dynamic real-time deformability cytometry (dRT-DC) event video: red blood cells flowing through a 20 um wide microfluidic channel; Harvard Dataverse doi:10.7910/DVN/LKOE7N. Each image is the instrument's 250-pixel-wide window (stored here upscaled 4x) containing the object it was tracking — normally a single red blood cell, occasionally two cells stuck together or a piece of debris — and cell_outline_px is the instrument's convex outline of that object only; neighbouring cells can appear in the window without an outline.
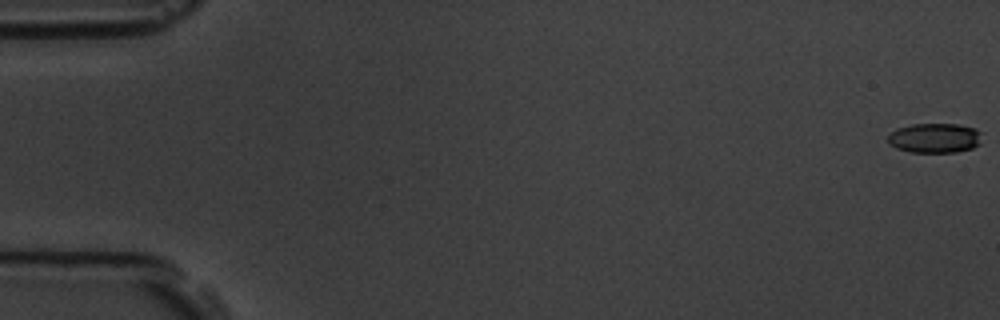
{"species": "common noctule bat (a hibernating species)", "species_latin": "Nyctalus noctula", "temperature_condition": "room temperature", "stored_images_in_passage": 5, "camera_frame_rate_fps": 3000, "um_per_image_px": 0.085, "animal": {"sex": "male", "body_mass_g": 19.5, "forearm_length_mm": 54.6}, "frame": {"image": 1, "passage_image": 1, "time_ms": 0.0, "image_size_px": [1000, 320], "cell_outline_px": [[984, 132], [980, 144], [972, 148], [956, 152], [908, 152], [896, 148], [888, 144], [888, 136], [896, 128], [912, 124], [956, 124], [976, 128]], "centroid_in_image_um": [79.49, 11.73], "position_along_channel_um": 5.5, "area_um2": 16.59}}
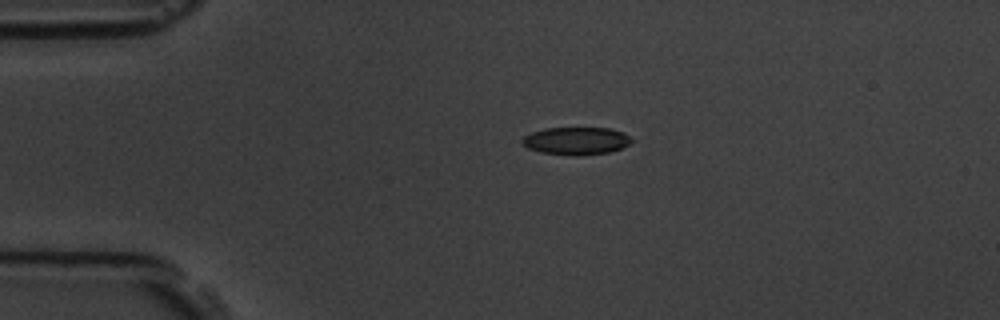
{"frame": {"image": 2, "passage_image": 4, "time_ms": 4.0, "image_size_px": [1000, 320], "cell_outline_px": [[632, 140], [628, 144], [612, 152], [576, 156], [572, 156], [540, 152], [528, 148], [520, 144], [520, 140], [524, 136], [532, 132], [544, 128], [608, 128], [624, 132]], "centroid_in_image_um": [48.93, 11.98], "position_along_channel_um": 36.1, "area_um2": 17.74}}